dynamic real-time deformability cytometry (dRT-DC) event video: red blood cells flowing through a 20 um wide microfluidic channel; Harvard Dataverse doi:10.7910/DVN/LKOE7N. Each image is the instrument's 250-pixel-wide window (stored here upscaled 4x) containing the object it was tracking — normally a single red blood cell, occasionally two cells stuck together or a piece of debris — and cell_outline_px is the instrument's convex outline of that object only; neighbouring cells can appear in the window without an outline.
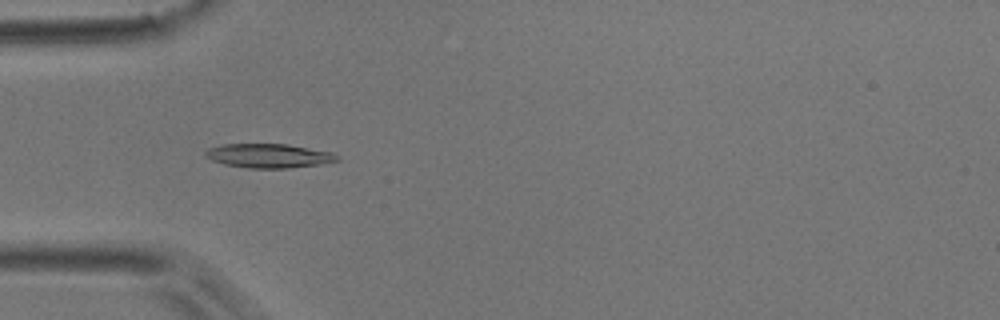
{"species": "common noctule bat (a hibernating species)", "species_latin": "Nyctalus noctula", "temperature_condition": "room temperature", "stored_images_in_passage": 50, "camera_frame_rate_fps": 3000, "um_per_image_px": 0.085, "animal": {"sex": "male", "body_mass_g": 17.9}, "frame": {"image": 1, "passage_image": 15, "time_ms": 4.667, "image_size_px": [1000, 320], "cell_outline_px": [[340, 160], [316, 164], [288, 168], [248, 168], [224, 164], [212, 160], [204, 156], [204, 152], [208, 148], [224, 144], [288, 144], [332, 152], [340, 156]], "centroid_in_image_um": [22.83, 13.23], "position_along_channel_um": 62.2, "area_um2": 18.44}}
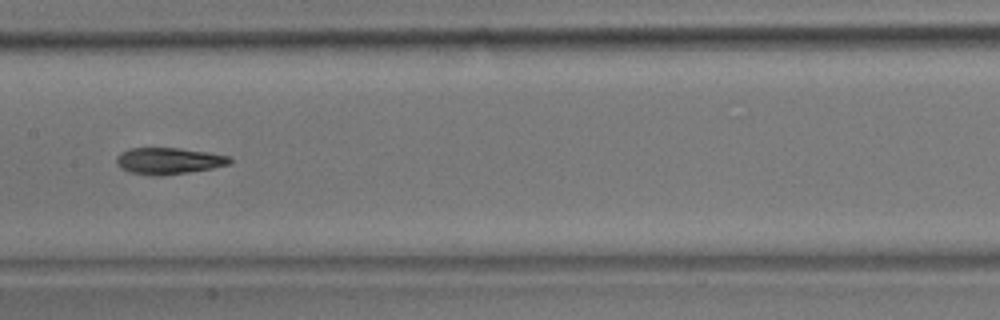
{"frame": {"image": 2, "passage_image": 25, "time_ms": 8.0, "image_size_px": [1000, 320], "cell_outline_px": [[232, 160], [228, 164], [212, 168], [188, 172], [160, 176], [152, 176], [132, 172], [120, 168], [116, 164], [116, 156], [120, 152], [128, 148], [180, 148], [228, 156]], "centroid_in_image_um": [14.26, 13.67], "position_along_channel_um": 193.1, "area_um2": 17.4}}
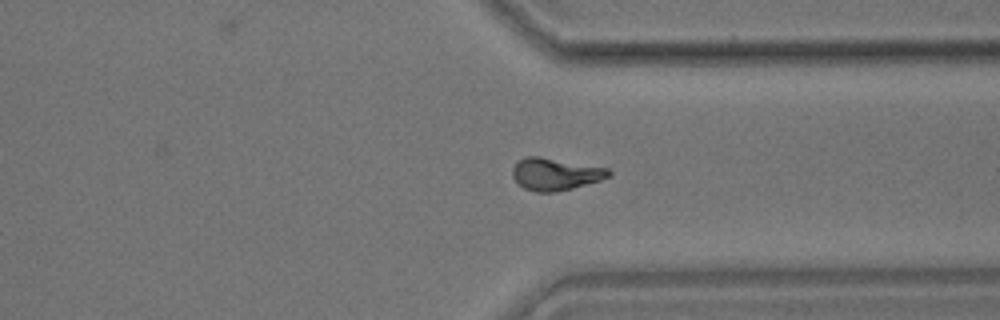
{"frame": {"image": 3, "passage_image": 38, "time_ms": 12.333, "image_size_px": [1000, 320], "cell_outline_px": [[612, 176], [600, 180], [572, 188], [552, 192], [536, 192], [524, 188], [512, 176], [512, 168], [524, 156], [540, 156], [608, 168], [612, 172]], "centroid_in_image_um": [47.22, 14.79], "position_along_channel_um": 364.2, "area_um2": 17.98}, "authors_computed_cell_mechanics": {"area_um2": 17.629, "velocity_mm_per_s": 3.9621, "shape_relaxation_time_tau1_ms": 4.8659, "shape_relaxation_time_tau2_ms": 2.9869, "deformation_change_tau1": 0.1971, "deformation_change_tau2": 0.0867}}